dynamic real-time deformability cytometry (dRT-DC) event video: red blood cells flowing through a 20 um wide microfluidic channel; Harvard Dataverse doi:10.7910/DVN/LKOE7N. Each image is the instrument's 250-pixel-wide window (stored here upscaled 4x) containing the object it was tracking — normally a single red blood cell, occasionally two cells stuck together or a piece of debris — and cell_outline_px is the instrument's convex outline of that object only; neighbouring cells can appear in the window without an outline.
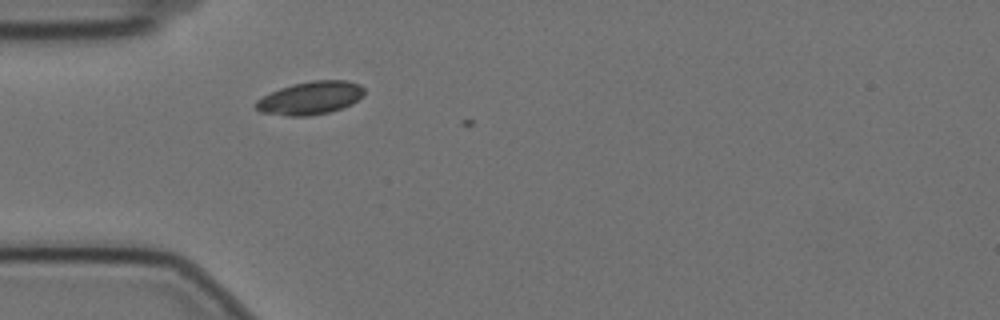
{"species": "Egyptian fruit bat (a non-hibernating species)", "species_latin": "Rousettus aegyptiacus", "temperature_condition": "cold", "stored_images_in_passage": 2, "camera_frame_rate_fps": 3000, "um_per_image_px": 0.085, "animal": {"sex": "female"}, "frame": {"image": 1, "passage_image": 1, "time_ms": 0.0, "image_size_px": [1000, 320], "cell_outline_px": [[364, 96], [352, 104], [328, 112], [308, 116], [284, 116], [260, 112], [256, 108], [256, 100], [280, 88], [292, 84], [312, 80], [348, 80], [360, 84], [364, 88]], "centroid_in_image_um": [26.41, 8.32], "position_along_channel_um": 58.6, "area_um2": 20.92}}